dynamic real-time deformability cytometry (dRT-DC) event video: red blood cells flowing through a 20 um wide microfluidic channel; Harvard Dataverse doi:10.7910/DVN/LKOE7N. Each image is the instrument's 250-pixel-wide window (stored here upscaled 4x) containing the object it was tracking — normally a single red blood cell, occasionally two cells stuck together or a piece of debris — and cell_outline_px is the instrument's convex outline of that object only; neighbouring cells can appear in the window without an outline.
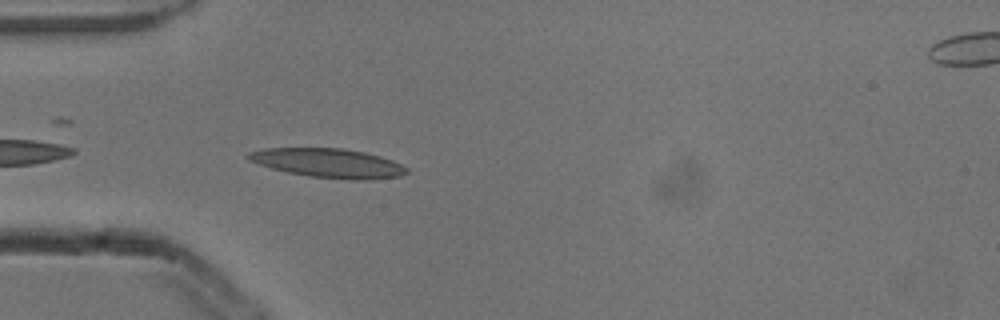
{"species": "common noctule bat (a hibernating species)", "species_latin": "Nyctalus noctula", "temperature_condition": "cold", "stored_images_in_passage": 4, "camera_frame_rate_fps": 3000, "um_per_image_px": 0.085, "animal": {"sex": "male", "body_mass_g": 13.3}, "frame": {"image": 1, "passage_image": 4, "time_ms": 1.0, "image_size_px": [1000, 320], "cell_outline_px": [[408, 172], [400, 176], [364, 180], [348, 180], [308, 176], [288, 172], [272, 168], [248, 160], [244, 156], [248, 152], [264, 148], [344, 148], [364, 152], [380, 156], [392, 160], [408, 168]], "centroid_in_image_um": [27.89, 13.86], "position_along_channel_um": 57.1, "area_um2": 26.93}}